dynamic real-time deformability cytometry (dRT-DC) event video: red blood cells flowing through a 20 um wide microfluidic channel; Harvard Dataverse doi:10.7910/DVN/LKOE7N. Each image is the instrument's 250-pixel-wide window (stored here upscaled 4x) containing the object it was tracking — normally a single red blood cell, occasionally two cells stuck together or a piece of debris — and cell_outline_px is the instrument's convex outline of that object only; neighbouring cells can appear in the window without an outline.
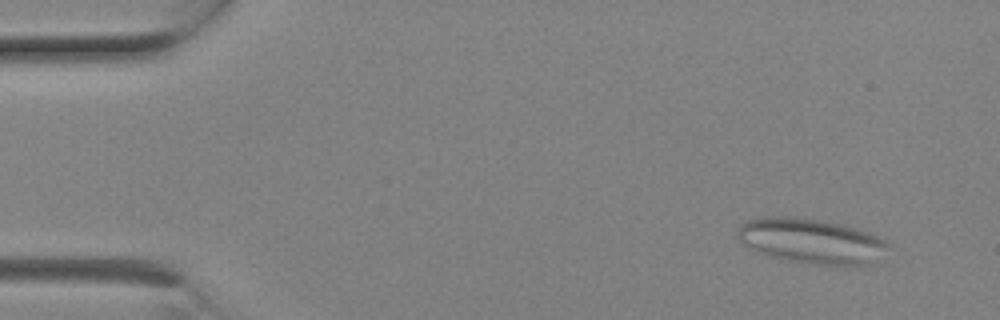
{"species": "Egyptian fruit bat (a non-hibernating species)", "species_latin": "Rousettus aegyptiacus", "temperature_condition": "room temperature", "stored_images_in_passage": 2, "camera_frame_rate_fps": 3000, "um_per_image_px": 0.085, "animal": {"sex": "female"}, "frame": {"image": 1, "passage_image": 1, "time_ms": 0.0, "image_size_px": [1000, 320], "cell_outline_px": [[888, 244], [868, 264], [812, 264], [788, 260], [768, 256], [756, 252], [744, 244], [736, 236], [736, 228], [740, 224], [748, 220], [764, 216], [784, 216], [820, 220], [840, 224], [856, 228], [868, 232], [888, 240]], "centroid_in_image_um": [68.83, 20.45], "position_along_channel_um": 16.2, "area_um2": 38.9}}